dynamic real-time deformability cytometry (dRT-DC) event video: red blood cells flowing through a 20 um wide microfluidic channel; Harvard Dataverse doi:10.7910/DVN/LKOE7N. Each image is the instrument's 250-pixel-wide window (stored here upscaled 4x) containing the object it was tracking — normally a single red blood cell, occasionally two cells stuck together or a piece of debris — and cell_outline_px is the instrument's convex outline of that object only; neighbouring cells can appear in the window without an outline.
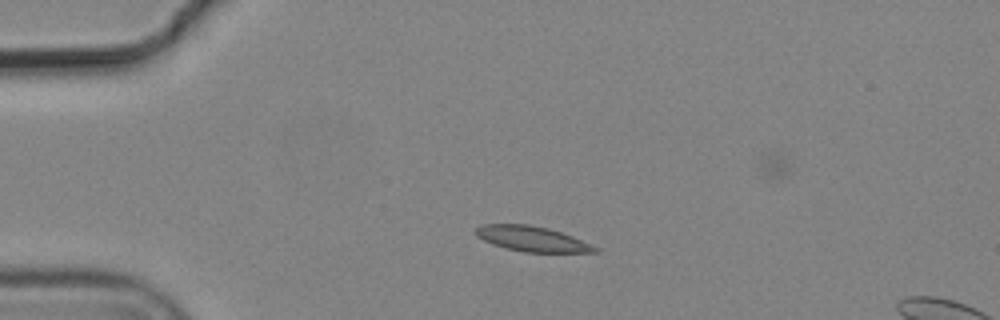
{"species": "common noctule bat (a hibernating species)", "species_latin": "Nyctalus noctula", "temperature_condition": "cold", "stored_images_in_passage": 4, "segment_of_instrument_passage": [1, 2], "camera_frame_rate_fps": 3000, "um_per_image_px": 0.085, "animal": {"sex": "male", "body_mass_g": 19.2, "forearm_length_mm": 51.8}, "frame": {"image": 1, "passage_image": 2, "time_ms": 0.333, "image_size_px": [1000, 320], "cell_outline_px": [[600, 252], [524, 252], [492, 244], [476, 236], [472, 232], [480, 224], [528, 224], [548, 228], [572, 236], [600, 248]], "centroid_in_image_um": [45.2, 20.29], "position_along_channel_um": 39.8, "area_um2": 17.51}}